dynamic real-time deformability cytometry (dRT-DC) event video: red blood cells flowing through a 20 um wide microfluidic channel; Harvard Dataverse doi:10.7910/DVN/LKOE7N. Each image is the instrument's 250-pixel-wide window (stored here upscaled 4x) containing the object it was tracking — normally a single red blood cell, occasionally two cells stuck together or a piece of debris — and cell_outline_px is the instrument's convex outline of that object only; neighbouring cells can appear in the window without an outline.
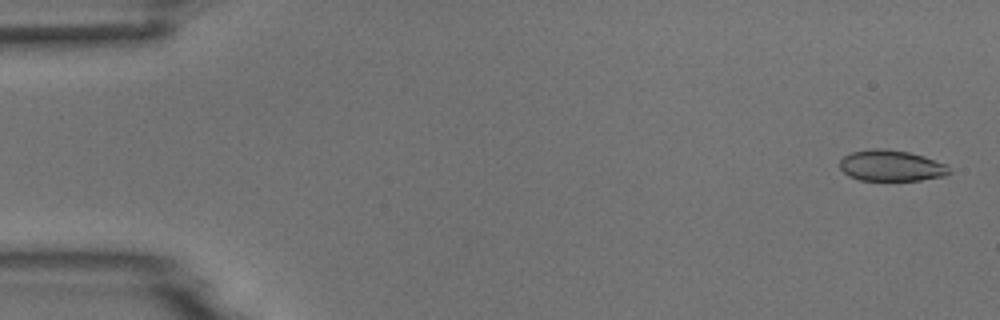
{"species": "common noctule bat (a hibernating species)", "species_latin": "Nyctalus noctula", "temperature_condition": "room temperature", "stored_images_in_passage": 5, "camera_frame_rate_fps": 3000, "um_per_image_px": 0.085, "animal": {"sex": "male", "body_mass_g": 18.8}, "frame": {"image": 1, "passage_image": 1, "time_ms": 0.0, "image_size_px": [1000, 320], "cell_outline_px": [[952, 172], [944, 176], [920, 180], [860, 180], [848, 176], [840, 168], [840, 160], [844, 156], [852, 152], [876, 148], [908, 152], [924, 156], [948, 164]], "centroid_in_image_um": [75.78, 14.09], "position_along_channel_um": 9.2, "area_um2": 19.77}}
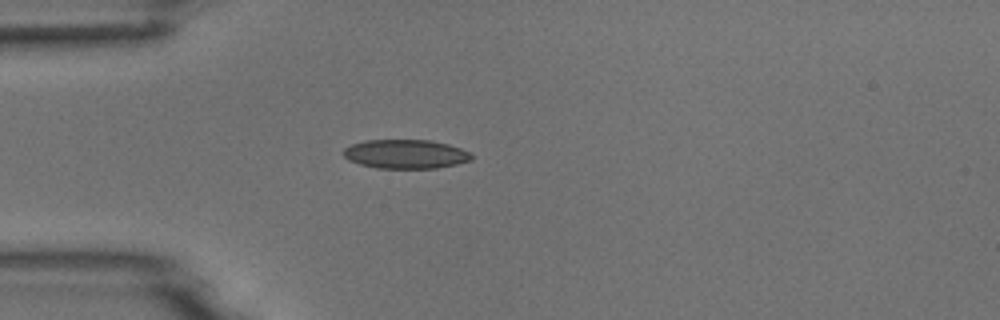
{"frame": {"image": 2, "passage_image": 5, "time_ms": 4.333, "image_size_px": [1000, 320], "cell_outline_px": [[472, 160], [456, 164], [436, 168], [376, 168], [360, 164], [348, 160], [344, 156], [344, 148], [352, 144], [364, 140], [432, 140], [448, 144], [460, 148], [468, 152], [472, 156]], "centroid_in_image_um": [34.46, 13.09], "position_along_channel_um": 50.5, "area_um2": 21.62}}